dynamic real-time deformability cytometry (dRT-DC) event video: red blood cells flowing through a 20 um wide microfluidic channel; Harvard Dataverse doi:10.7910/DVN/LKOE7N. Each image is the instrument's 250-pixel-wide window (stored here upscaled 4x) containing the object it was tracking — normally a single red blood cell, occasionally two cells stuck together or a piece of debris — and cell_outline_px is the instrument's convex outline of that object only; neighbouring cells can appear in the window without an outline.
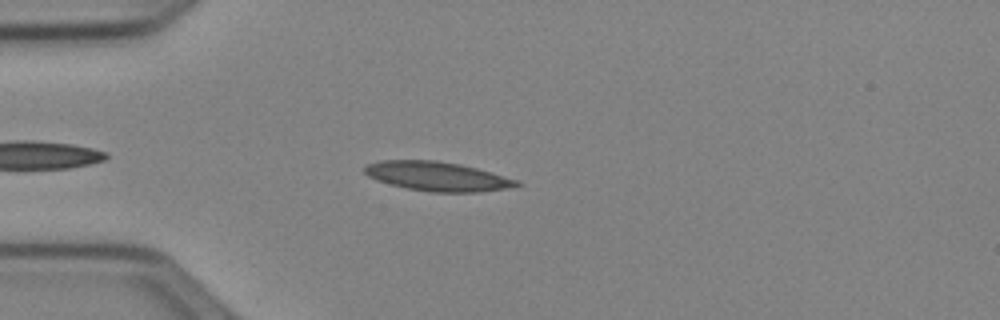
{"species": "Egyptian fruit bat (a non-hibernating species)", "species_latin": "Rousettus aegyptiacus", "temperature_condition": "cold", "stored_images_in_passage": 39, "camera_frame_rate_fps": 3000, "um_per_image_px": 0.085, "animal": {"sex": "female"}, "frame": {"image": 1, "passage_image": 5, "time_ms": 1.333, "image_size_px": [1000, 320], "cell_outline_px": [[524, 184], [516, 188], [480, 192], [432, 192], [408, 188], [376, 180], [368, 176], [364, 172], [364, 168], [368, 164], [380, 160], [436, 160], [460, 164], [476, 168], [516, 180]], "centroid_in_image_um": [37.21, 14.99], "position_along_channel_um": 47.8, "area_um2": 25.89}}
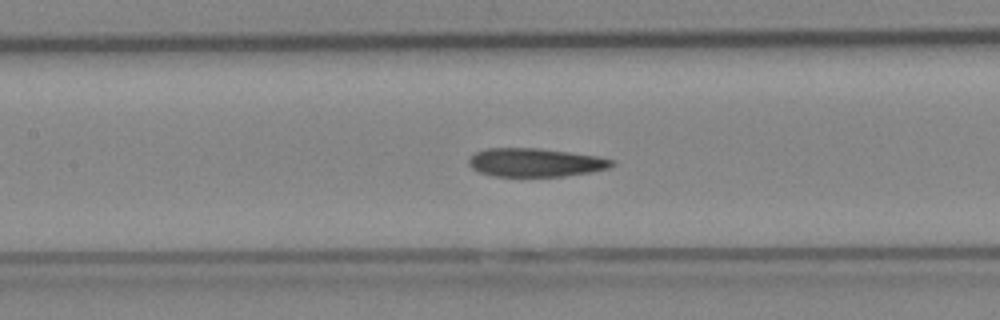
{"frame": {"image": 2, "passage_image": 15, "time_ms": 4.667, "image_size_px": [1000, 320], "cell_outline_px": [[616, 164], [608, 168], [592, 172], [564, 176], [492, 176], [480, 172], [472, 168], [468, 164], [468, 160], [476, 152], [488, 148], [540, 148], [596, 156], [616, 160]], "centroid_in_image_um": [45.53, 13.81], "position_along_channel_um": 161.9, "area_um2": 23.76}}
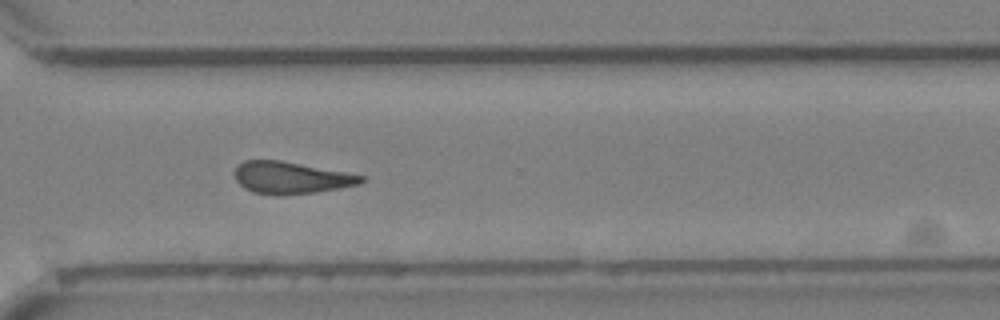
{"frame": {"image": 3, "passage_image": 29, "time_ms": 9.333, "image_size_px": [1000, 320], "cell_outline_px": [[368, 180], [360, 184], [340, 188], [316, 192], [276, 196], [272, 196], [252, 192], [244, 188], [236, 180], [236, 168], [244, 160], [280, 160], [344, 172], [364, 176]], "centroid_in_image_um": [24.74, 15.12], "position_along_channel_um": 345.9, "area_um2": 23.58}, "authors_computed_cell_mechanics": {"area_um2": 24.3338, "velocity_mm_per_s": 3.9489, "shape_relaxation_time_tau1_ms": null, "shape_relaxation_time_tau2_ms": 8.0059, "deformation_change_tau1": null, "deformation_change_tau2": 0.1847}}